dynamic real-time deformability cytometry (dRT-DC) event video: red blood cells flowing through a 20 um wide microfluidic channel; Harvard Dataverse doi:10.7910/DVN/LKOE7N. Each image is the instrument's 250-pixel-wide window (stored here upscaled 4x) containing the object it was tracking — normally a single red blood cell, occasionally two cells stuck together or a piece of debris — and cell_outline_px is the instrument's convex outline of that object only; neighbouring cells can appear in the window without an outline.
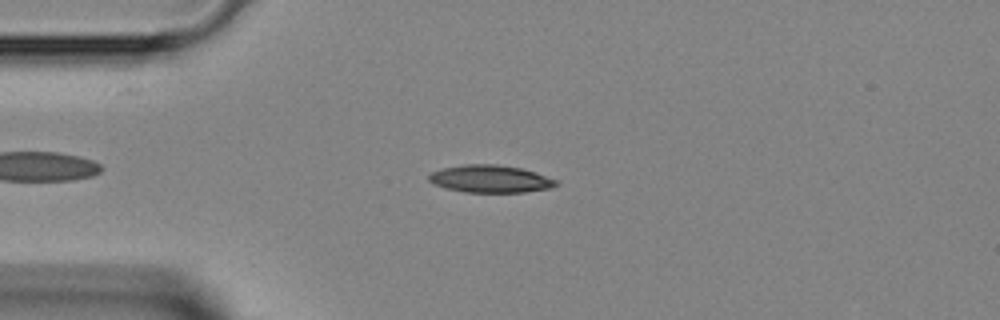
{"species": "Egyptian fruit bat (a non-hibernating species)", "species_latin": "Rousettus aegyptiacus", "temperature_condition": "room temperature", "stored_images_in_passage": 42, "camera_frame_rate_fps": 3000, "um_per_image_px": 0.085, "animal": {"sex": "female"}, "frame": {"image": 1, "passage_image": 8, "time_ms": 2.333, "image_size_px": [1000, 320], "cell_outline_px": [[560, 184], [552, 188], [524, 192], [464, 192], [444, 188], [432, 184], [428, 180], [428, 176], [432, 172], [440, 168], [464, 164], [496, 164], [520, 168], [556, 180]], "centroid_in_image_um": [41.62, 15.21], "position_along_channel_um": 43.4, "area_um2": 20.4}}
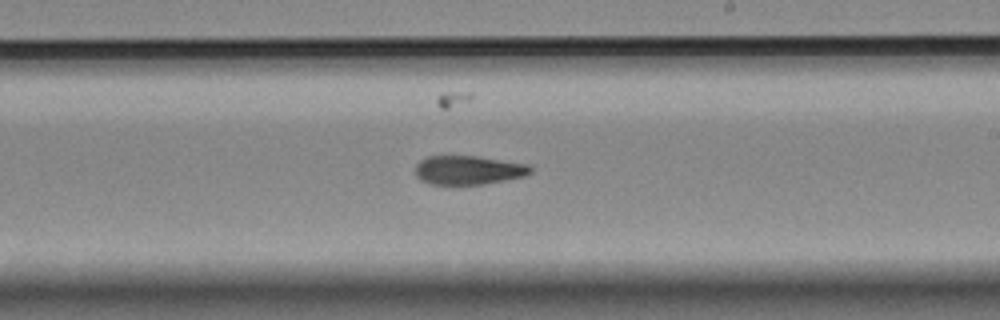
{"frame": {"image": 2, "passage_image": 23, "time_ms": 7.333, "image_size_px": [1000, 320], "cell_outline_px": [[532, 172], [524, 176], [484, 184], [428, 184], [420, 180], [416, 176], [416, 164], [420, 160], [428, 156], [476, 156], [528, 164], [532, 168]], "centroid_in_image_um": [39.79, 14.46], "position_along_channel_um": 249.2, "area_um2": 19.36}}
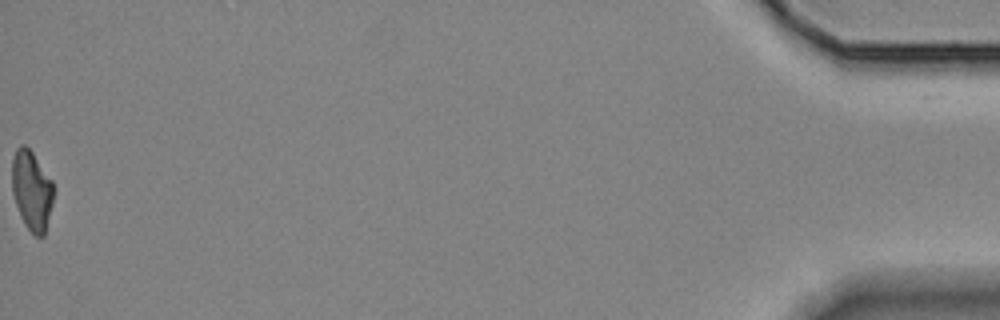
{"frame": {"image": 3, "passage_image": 42, "time_ms": 13.667, "image_size_px": [1000, 320], "cell_outline_px": [[52, 204], [44, 236], [36, 236], [24, 224], [20, 216], [12, 192], [12, 156], [16, 148], [20, 144], [24, 144], [32, 152], [52, 180]], "centroid_in_image_um": [2.67, 16.16], "position_along_channel_um": 432.5, "area_um2": 19.13}}